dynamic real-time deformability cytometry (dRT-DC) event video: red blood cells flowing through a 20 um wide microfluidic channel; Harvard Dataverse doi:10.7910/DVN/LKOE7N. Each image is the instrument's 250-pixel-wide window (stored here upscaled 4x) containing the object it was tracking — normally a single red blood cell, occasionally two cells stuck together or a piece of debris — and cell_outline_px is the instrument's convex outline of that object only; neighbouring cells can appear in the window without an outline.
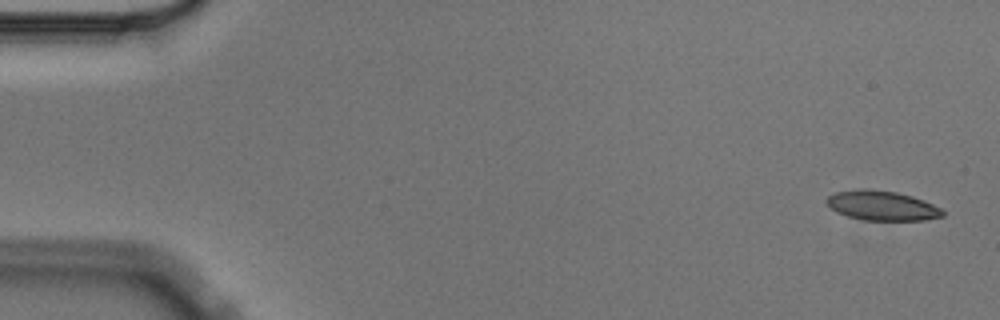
{"species": "Egyptian fruit bat (a non-hibernating species)", "species_latin": "Rousettus aegyptiacus", "temperature_condition": "cold", "stored_images_in_passage": 4, "camera_frame_rate_fps": 3000, "um_per_image_px": 0.085, "animal": {"sex": "male"}, "frame": {"image": 1, "passage_image": 1, "time_ms": 0.0, "image_size_px": [1000, 320], "cell_outline_px": [[944, 216], [924, 220], [864, 220], [848, 216], [836, 212], [824, 200], [828, 196], [836, 192], [860, 188], [868, 188], [896, 192], [912, 196], [924, 200], [940, 208], [944, 212]], "centroid_in_image_um": [74.96, 17.47], "position_along_channel_um": 10.0, "area_um2": 20.06}}